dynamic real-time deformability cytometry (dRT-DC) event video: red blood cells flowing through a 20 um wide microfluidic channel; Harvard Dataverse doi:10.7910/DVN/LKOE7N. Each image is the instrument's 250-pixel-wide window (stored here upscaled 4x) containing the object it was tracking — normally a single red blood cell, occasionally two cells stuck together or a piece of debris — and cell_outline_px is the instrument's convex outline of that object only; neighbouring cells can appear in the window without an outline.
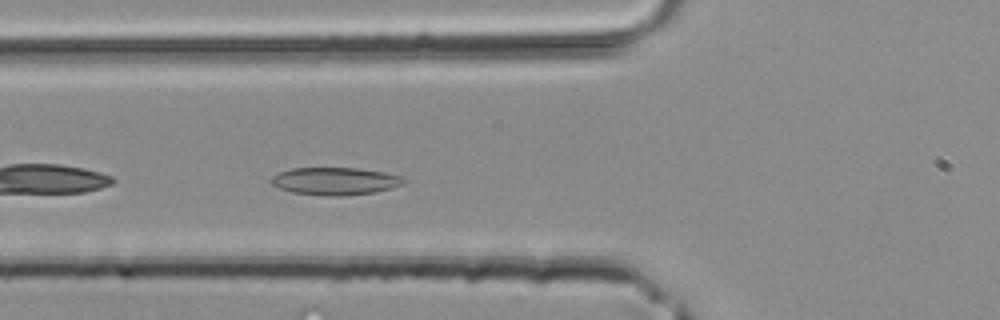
{"species": "common noctule bat (a hibernating species)", "species_latin": "Nyctalus noctula", "temperature_condition": "room temperature", "stored_images_in_passage": 22, "camera_frame_rate_fps": 3000, "um_per_image_px": 0.085, "animal": {"sex": "male", "body_mass_g": 20.4}, "frame": {"image": 1, "passage_image": 3, "time_ms": 0.667, "image_size_px": [1000, 320], "cell_outline_px": [[404, 180], [400, 184], [392, 188], [376, 192], [344, 196], [332, 196], [292, 192], [280, 188], [272, 184], [268, 180], [272, 176], [280, 172], [292, 168], [356, 168], [384, 172], [404, 176]], "centroid_in_image_um": [28.48, 15.39], "position_along_channel_um": 97.3, "area_um2": 21.21}}
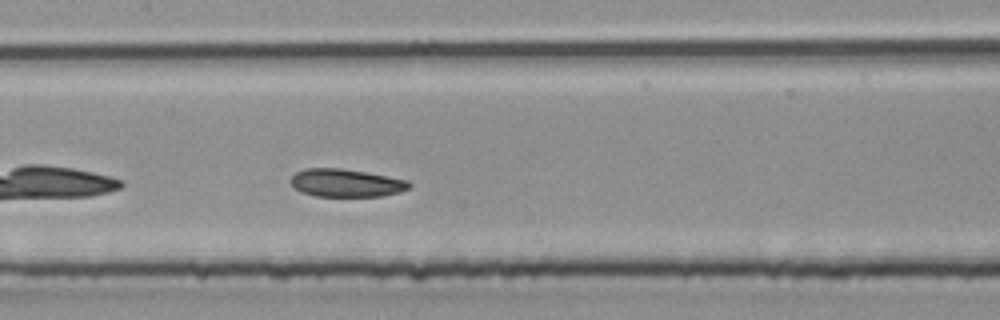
{"frame": {"image": 2, "passage_image": 8, "time_ms": 2.333, "image_size_px": [1000, 320], "cell_outline_px": [[412, 188], [400, 192], [380, 196], [316, 196], [300, 192], [288, 180], [296, 172], [304, 168], [340, 168], [388, 176], [408, 180], [412, 184]], "centroid_in_image_um": [29.42, 15.55], "position_along_channel_um": 178.0, "area_um2": 19.36}}
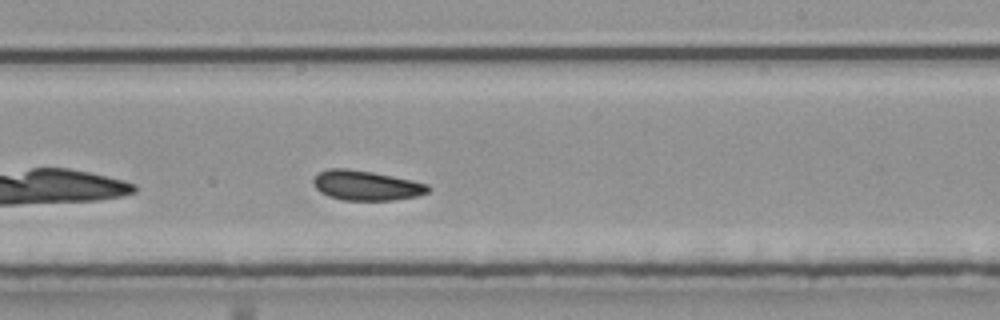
{"frame": {"image": 3, "passage_image": 13, "time_ms": 4.0, "image_size_px": [1000, 320], "cell_outline_px": [[428, 192], [416, 196], [392, 200], [344, 200], [328, 196], [320, 192], [312, 184], [312, 180], [320, 172], [328, 168], [348, 168], [372, 172], [412, 180], [428, 184]], "centroid_in_image_um": [31.08, 15.76], "position_along_channel_um": 257.9, "area_um2": 19.83}}